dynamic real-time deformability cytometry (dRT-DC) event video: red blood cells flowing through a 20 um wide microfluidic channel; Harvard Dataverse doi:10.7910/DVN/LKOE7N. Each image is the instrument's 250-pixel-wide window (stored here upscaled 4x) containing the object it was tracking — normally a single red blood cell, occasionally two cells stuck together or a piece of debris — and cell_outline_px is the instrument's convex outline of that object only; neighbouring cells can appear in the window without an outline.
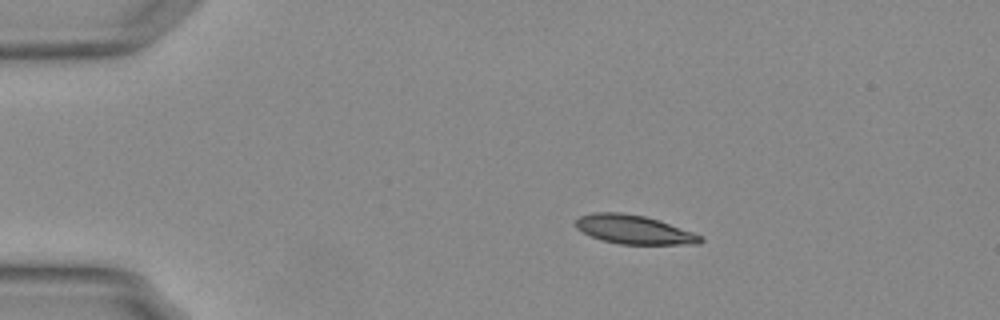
{"species": "Egyptian fruit bat (a non-hibernating species)", "species_latin": "Rousettus aegyptiacus", "temperature_condition": "warm", "stored_images_in_passage": 45, "camera_frame_rate_fps": 3000, "um_per_image_px": 0.085, "animal": {"sex": "female"}, "frame": {"image": 1, "passage_image": 1, "time_ms": 0.0, "image_size_px": [1000, 320], "cell_outline_px": [[704, 240], [700, 244], [620, 244], [604, 240], [592, 236], [576, 228], [576, 220], [580, 216], [592, 212], [620, 212], [644, 216], [660, 220], [692, 232], [700, 236]], "centroid_in_image_um": [53.89, 19.51], "position_along_channel_um": 31.1, "area_um2": 20.75}}
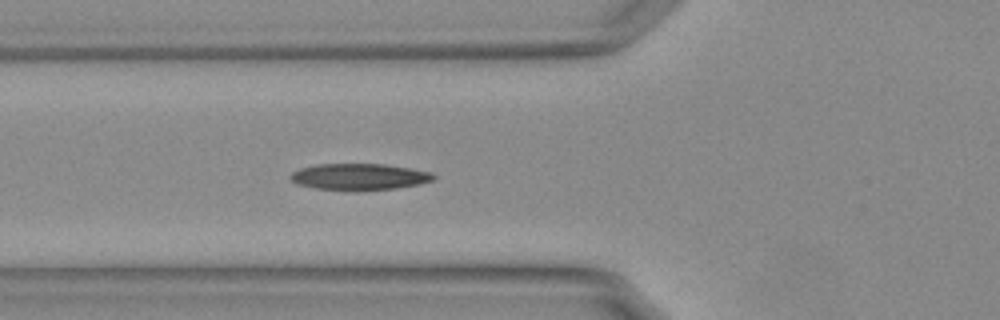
{"frame": {"image": 2, "passage_image": 11, "time_ms": 3.333, "image_size_px": [1000, 320], "cell_outline_px": [[436, 176], [432, 180], [420, 184], [396, 188], [316, 188], [296, 184], [288, 176], [292, 172], [300, 168], [316, 164], [388, 164], [432, 172]], "centroid_in_image_um": [30.55, 14.98], "position_along_channel_um": 95.3, "area_um2": 21.33}}
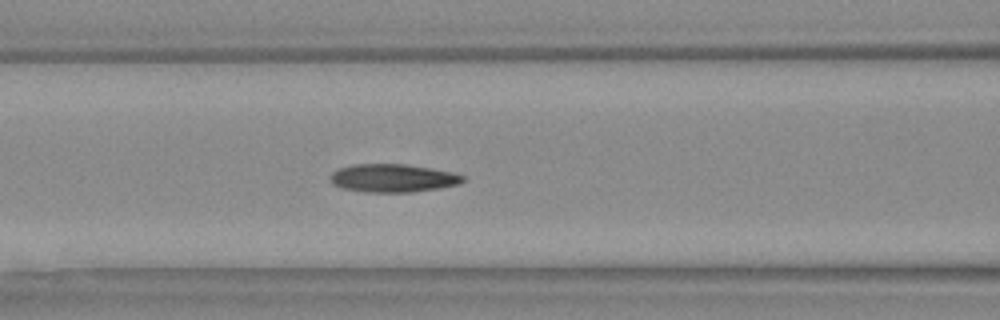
{"frame": {"image": 3, "passage_image": 14, "time_ms": 4.333, "image_size_px": [1000, 320], "cell_outline_px": [[464, 180], [460, 184], [440, 188], [408, 192], [364, 192], [340, 188], [332, 184], [328, 180], [328, 176], [332, 172], [340, 168], [352, 164], [404, 164], [452, 172], [464, 176]], "centroid_in_image_um": [33.33, 15.14], "position_along_channel_um": 133.3, "area_um2": 21.85}, "authors_computed_cell_mechanics": {"area_um2": 21.7328, "velocity_mm_per_s": 3.7399, "shape_relaxation_time_tau1_ms": 3.6715, "shape_relaxation_time_tau2_ms": 1.8638, "deformation_change_tau1": 0.1626, "deformation_change_tau2": 0.084}}